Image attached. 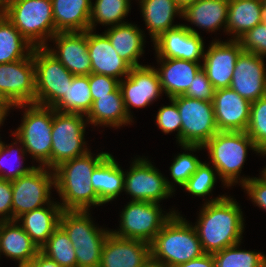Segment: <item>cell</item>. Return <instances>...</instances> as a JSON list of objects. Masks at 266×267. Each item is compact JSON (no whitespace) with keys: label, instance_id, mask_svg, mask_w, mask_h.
Masks as SVG:
<instances>
[{"label":"cell","instance_id":"6da1fadb","mask_svg":"<svg viewBox=\"0 0 266 267\" xmlns=\"http://www.w3.org/2000/svg\"><path fill=\"white\" fill-rule=\"evenodd\" d=\"M205 201L194 225L204 252L213 254L241 243L244 218L238 202L224 194Z\"/></svg>","mask_w":266,"mask_h":267},{"label":"cell","instance_id":"7a4b0ae2","mask_svg":"<svg viewBox=\"0 0 266 267\" xmlns=\"http://www.w3.org/2000/svg\"><path fill=\"white\" fill-rule=\"evenodd\" d=\"M100 152L95 157L91 151L60 164L54 169L55 188L63 210L89 211L91 206H102L91 183L94 169L109 155Z\"/></svg>","mask_w":266,"mask_h":267},{"label":"cell","instance_id":"3957f363","mask_svg":"<svg viewBox=\"0 0 266 267\" xmlns=\"http://www.w3.org/2000/svg\"><path fill=\"white\" fill-rule=\"evenodd\" d=\"M185 151L208 150L212 166L224 186H233V184L242 185L248 180V177H240L241 169L247 158L248 148L262 154L259 148L245 131L227 132L218 131L208 142L201 145H181ZM240 180V181H238Z\"/></svg>","mask_w":266,"mask_h":267},{"label":"cell","instance_id":"277c9868","mask_svg":"<svg viewBox=\"0 0 266 267\" xmlns=\"http://www.w3.org/2000/svg\"><path fill=\"white\" fill-rule=\"evenodd\" d=\"M151 261L173 267L205 254L196 229L174 213L150 243Z\"/></svg>","mask_w":266,"mask_h":267},{"label":"cell","instance_id":"5b68a950","mask_svg":"<svg viewBox=\"0 0 266 267\" xmlns=\"http://www.w3.org/2000/svg\"><path fill=\"white\" fill-rule=\"evenodd\" d=\"M0 11L34 47H46L57 33L52 0H5Z\"/></svg>","mask_w":266,"mask_h":267},{"label":"cell","instance_id":"8992f818","mask_svg":"<svg viewBox=\"0 0 266 267\" xmlns=\"http://www.w3.org/2000/svg\"><path fill=\"white\" fill-rule=\"evenodd\" d=\"M24 108L23 120L16 129L15 136L22 144L26 153L37 160L40 166L50 169L52 148L53 107L35 103L17 105Z\"/></svg>","mask_w":266,"mask_h":267},{"label":"cell","instance_id":"52a82bcc","mask_svg":"<svg viewBox=\"0 0 266 267\" xmlns=\"http://www.w3.org/2000/svg\"><path fill=\"white\" fill-rule=\"evenodd\" d=\"M35 104L54 107L64 96L74 75L46 47H34Z\"/></svg>","mask_w":266,"mask_h":267},{"label":"cell","instance_id":"ba28073f","mask_svg":"<svg viewBox=\"0 0 266 267\" xmlns=\"http://www.w3.org/2000/svg\"><path fill=\"white\" fill-rule=\"evenodd\" d=\"M84 117V114L58 112L53 109L51 170L90 150L84 138L88 124Z\"/></svg>","mask_w":266,"mask_h":267},{"label":"cell","instance_id":"9c48e42d","mask_svg":"<svg viewBox=\"0 0 266 267\" xmlns=\"http://www.w3.org/2000/svg\"><path fill=\"white\" fill-rule=\"evenodd\" d=\"M161 209L156 202L130 201L121 211L120 228L111 232L120 238L142 240L150 244L172 215L178 213L173 210L164 214Z\"/></svg>","mask_w":266,"mask_h":267},{"label":"cell","instance_id":"30bf717a","mask_svg":"<svg viewBox=\"0 0 266 267\" xmlns=\"http://www.w3.org/2000/svg\"><path fill=\"white\" fill-rule=\"evenodd\" d=\"M181 118V145H201L217 132L213 102L179 95L171 98Z\"/></svg>","mask_w":266,"mask_h":267},{"label":"cell","instance_id":"8fae6325","mask_svg":"<svg viewBox=\"0 0 266 267\" xmlns=\"http://www.w3.org/2000/svg\"><path fill=\"white\" fill-rule=\"evenodd\" d=\"M12 221L22 214L51 203V189L55 188L54 170L35 166L29 173L11 181Z\"/></svg>","mask_w":266,"mask_h":267},{"label":"cell","instance_id":"7c38bea8","mask_svg":"<svg viewBox=\"0 0 266 267\" xmlns=\"http://www.w3.org/2000/svg\"><path fill=\"white\" fill-rule=\"evenodd\" d=\"M130 166V171L124 172V192L131 195V201L160 203L174 193L175 184L163 176L148 159L135 157Z\"/></svg>","mask_w":266,"mask_h":267},{"label":"cell","instance_id":"4fadbf2b","mask_svg":"<svg viewBox=\"0 0 266 267\" xmlns=\"http://www.w3.org/2000/svg\"><path fill=\"white\" fill-rule=\"evenodd\" d=\"M0 89L15 106L35 103L33 51L27 58L0 64Z\"/></svg>","mask_w":266,"mask_h":267},{"label":"cell","instance_id":"5bb4252c","mask_svg":"<svg viewBox=\"0 0 266 267\" xmlns=\"http://www.w3.org/2000/svg\"><path fill=\"white\" fill-rule=\"evenodd\" d=\"M157 58L183 59L201 62L204 57L203 39L193 27L180 24L153 41Z\"/></svg>","mask_w":266,"mask_h":267},{"label":"cell","instance_id":"9a60e30c","mask_svg":"<svg viewBox=\"0 0 266 267\" xmlns=\"http://www.w3.org/2000/svg\"><path fill=\"white\" fill-rule=\"evenodd\" d=\"M119 87L130 118V108H144L163 93L158 73L151 65L132 67L130 73L119 82Z\"/></svg>","mask_w":266,"mask_h":267},{"label":"cell","instance_id":"2e32d148","mask_svg":"<svg viewBox=\"0 0 266 267\" xmlns=\"http://www.w3.org/2000/svg\"><path fill=\"white\" fill-rule=\"evenodd\" d=\"M264 57L242 51L237 57L230 87L250 103L266 95Z\"/></svg>","mask_w":266,"mask_h":267},{"label":"cell","instance_id":"e0dca14e","mask_svg":"<svg viewBox=\"0 0 266 267\" xmlns=\"http://www.w3.org/2000/svg\"><path fill=\"white\" fill-rule=\"evenodd\" d=\"M242 51L240 42L232 39L225 42L214 40L204 51L202 70L214 90L230 87L236 60Z\"/></svg>","mask_w":266,"mask_h":267},{"label":"cell","instance_id":"ac0fdd59","mask_svg":"<svg viewBox=\"0 0 266 267\" xmlns=\"http://www.w3.org/2000/svg\"><path fill=\"white\" fill-rule=\"evenodd\" d=\"M56 49L46 46L74 76L89 75L92 73L91 59L88 53V30L57 32L51 38Z\"/></svg>","mask_w":266,"mask_h":267},{"label":"cell","instance_id":"d6986e66","mask_svg":"<svg viewBox=\"0 0 266 267\" xmlns=\"http://www.w3.org/2000/svg\"><path fill=\"white\" fill-rule=\"evenodd\" d=\"M151 260L150 244L110 232L103 243L99 267H144Z\"/></svg>","mask_w":266,"mask_h":267},{"label":"cell","instance_id":"ffe728a7","mask_svg":"<svg viewBox=\"0 0 266 267\" xmlns=\"http://www.w3.org/2000/svg\"><path fill=\"white\" fill-rule=\"evenodd\" d=\"M213 107L218 131H246L251 103L231 88L214 91Z\"/></svg>","mask_w":266,"mask_h":267},{"label":"cell","instance_id":"44dd1931","mask_svg":"<svg viewBox=\"0 0 266 267\" xmlns=\"http://www.w3.org/2000/svg\"><path fill=\"white\" fill-rule=\"evenodd\" d=\"M88 53L92 73L121 81L132 69V66L118 55L104 33L96 34L93 30H88Z\"/></svg>","mask_w":266,"mask_h":267},{"label":"cell","instance_id":"7402d4cb","mask_svg":"<svg viewBox=\"0 0 266 267\" xmlns=\"http://www.w3.org/2000/svg\"><path fill=\"white\" fill-rule=\"evenodd\" d=\"M161 68H156L162 91L169 99L184 95L202 64L183 59L157 58Z\"/></svg>","mask_w":266,"mask_h":267},{"label":"cell","instance_id":"603a6c76","mask_svg":"<svg viewBox=\"0 0 266 267\" xmlns=\"http://www.w3.org/2000/svg\"><path fill=\"white\" fill-rule=\"evenodd\" d=\"M40 251L22 229L19 222L0 221V255L3 253L17 261L18 266H29Z\"/></svg>","mask_w":266,"mask_h":267},{"label":"cell","instance_id":"cb8c5ba5","mask_svg":"<svg viewBox=\"0 0 266 267\" xmlns=\"http://www.w3.org/2000/svg\"><path fill=\"white\" fill-rule=\"evenodd\" d=\"M62 211L59 202L52 201L42 208L22 214L16 221H21L19 225L40 249L59 226Z\"/></svg>","mask_w":266,"mask_h":267},{"label":"cell","instance_id":"d4e9b609","mask_svg":"<svg viewBox=\"0 0 266 267\" xmlns=\"http://www.w3.org/2000/svg\"><path fill=\"white\" fill-rule=\"evenodd\" d=\"M86 120L94 126L103 125L113 128L130 124L133 120L126 112L120 87L107 95L95 96Z\"/></svg>","mask_w":266,"mask_h":267},{"label":"cell","instance_id":"484cf974","mask_svg":"<svg viewBox=\"0 0 266 267\" xmlns=\"http://www.w3.org/2000/svg\"><path fill=\"white\" fill-rule=\"evenodd\" d=\"M91 5L92 0H52L56 31L89 30Z\"/></svg>","mask_w":266,"mask_h":267},{"label":"cell","instance_id":"4316f807","mask_svg":"<svg viewBox=\"0 0 266 267\" xmlns=\"http://www.w3.org/2000/svg\"><path fill=\"white\" fill-rule=\"evenodd\" d=\"M143 20L152 41L169 29L180 24H173L174 17H182V9L176 0H139Z\"/></svg>","mask_w":266,"mask_h":267},{"label":"cell","instance_id":"83f0119b","mask_svg":"<svg viewBox=\"0 0 266 267\" xmlns=\"http://www.w3.org/2000/svg\"><path fill=\"white\" fill-rule=\"evenodd\" d=\"M144 31L137 25L124 23L108 27L104 34L108 37L118 55L127 61L132 67L142 66L138 59L144 54Z\"/></svg>","mask_w":266,"mask_h":267},{"label":"cell","instance_id":"f1b7e54d","mask_svg":"<svg viewBox=\"0 0 266 267\" xmlns=\"http://www.w3.org/2000/svg\"><path fill=\"white\" fill-rule=\"evenodd\" d=\"M90 211L63 210L59 226L67 233L72 244L105 242L111 230L93 224Z\"/></svg>","mask_w":266,"mask_h":267},{"label":"cell","instance_id":"f546056e","mask_svg":"<svg viewBox=\"0 0 266 267\" xmlns=\"http://www.w3.org/2000/svg\"><path fill=\"white\" fill-rule=\"evenodd\" d=\"M264 19L262 0H229L226 32L238 40Z\"/></svg>","mask_w":266,"mask_h":267},{"label":"cell","instance_id":"4dcf8cb0","mask_svg":"<svg viewBox=\"0 0 266 267\" xmlns=\"http://www.w3.org/2000/svg\"><path fill=\"white\" fill-rule=\"evenodd\" d=\"M228 7L229 0H198L182 11V18L209 32H215L224 25L225 32Z\"/></svg>","mask_w":266,"mask_h":267},{"label":"cell","instance_id":"1f68e13d","mask_svg":"<svg viewBox=\"0 0 266 267\" xmlns=\"http://www.w3.org/2000/svg\"><path fill=\"white\" fill-rule=\"evenodd\" d=\"M91 183L102 204H106L124 191V171L109 154L93 171Z\"/></svg>","mask_w":266,"mask_h":267},{"label":"cell","instance_id":"d6a6232c","mask_svg":"<svg viewBox=\"0 0 266 267\" xmlns=\"http://www.w3.org/2000/svg\"><path fill=\"white\" fill-rule=\"evenodd\" d=\"M34 46L0 11V64L27 58Z\"/></svg>","mask_w":266,"mask_h":267},{"label":"cell","instance_id":"836d02e7","mask_svg":"<svg viewBox=\"0 0 266 267\" xmlns=\"http://www.w3.org/2000/svg\"><path fill=\"white\" fill-rule=\"evenodd\" d=\"M93 99L89 88V75L73 77L71 85L63 98L53 107L58 112L80 113L87 115L91 110Z\"/></svg>","mask_w":266,"mask_h":267},{"label":"cell","instance_id":"e575fe53","mask_svg":"<svg viewBox=\"0 0 266 267\" xmlns=\"http://www.w3.org/2000/svg\"><path fill=\"white\" fill-rule=\"evenodd\" d=\"M130 2V0H96L95 3L92 2L90 29L94 30L98 23L110 27L127 23L123 19L131 10Z\"/></svg>","mask_w":266,"mask_h":267},{"label":"cell","instance_id":"d590c367","mask_svg":"<svg viewBox=\"0 0 266 267\" xmlns=\"http://www.w3.org/2000/svg\"><path fill=\"white\" fill-rule=\"evenodd\" d=\"M40 251L61 267H77L75 249L67 233L58 226Z\"/></svg>","mask_w":266,"mask_h":267},{"label":"cell","instance_id":"8d00e7d4","mask_svg":"<svg viewBox=\"0 0 266 267\" xmlns=\"http://www.w3.org/2000/svg\"><path fill=\"white\" fill-rule=\"evenodd\" d=\"M241 243L213 253L216 267H262L265 254L255 251L242 250Z\"/></svg>","mask_w":266,"mask_h":267},{"label":"cell","instance_id":"74e56055","mask_svg":"<svg viewBox=\"0 0 266 267\" xmlns=\"http://www.w3.org/2000/svg\"><path fill=\"white\" fill-rule=\"evenodd\" d=\"M245 132L261 152L266 150V95L251 103L250 121Z\"/></svg>","mask_w":266,"mask_h":267},{"label":"cell","instance_id":"f35d334b","mask_svg":"<svg viewBox=\"0 0 266 267\" xmlns=\"http://www.w3.org/2000/svg\"><path fill=\"white\" fill-rule=\"evenodd\" d=\"M15 140H16L15 142H13L9 145H7V144L5 145V143L3 142V145L0 148V179L12 181L14 179L19 178L20 176H23V175L29 173L32 169L35 168V166H31V167L30 166L29 167L22 166L23 165L22 161L25 160L24 156L27 153L25 152L23 144L17 138ZM17 142H19L22 146H21V148H18V146H16L17 148L15 149L13 147H15L14 145H16ZM20 152H21V154H20ZM12 154H13V156H15L16 161L22 159L21 162H18L19 165L17 166V168L12 163L11 164L13 166L8 163V160L10 159ZM9 155H10V157H9ZM6 158H8V159H6ZM7 167H9L8 169H10V170L9 171L7 170V172H6L5 170L7 169Z\"/></svg>","mask_w":266,"mask_h":267},{"label":"cell","instance_id":"ab89813d","mask_svg":"<svg viewBox=\"0 0 266 267\" xmlns=\"http://www.w3.org/2000/svg\"><path fill=\"white\" fill-rule=\"evenodd\" d=\"M211 167L209 166V164L201 162L196 172L182 186L183 189L188 191V193H191L195 197H205L206 195L211 193L217 181V171L213 166Z\"/></svg>","mask_w":266,"mask_h":267},{"label":"cell","instance_id":"60d3db41","mask_svg":"<svg viewBox=\"0 0 266 267\" xmlns=\"http://www.w3.org/2000/svg\"><path fill=\"white\" fill-rule=\"evenodd\" d=\"M201 160L190 153H182L174 157V161L170 166V174L173 182L182 187L188 179L196 172Z\"/></svg>","mask_w":266,"mask_h":267},{"label":"cell","instance_id":"b9f144b4","mask_svg":"<svg viewBox=\"0 0 266 267\" xmlns=\"http://www.w3.org/2000/svg\"><path fill=\"white\" fill-rule=\"evenodd\" d=\"M171 105L163 106L159 109L156 116V125L165 134L177 131L176 139L181 146V118L177 108V104L172 100Z\"/></svg>","mask_w":266,"mask_h":267},{"label":"cell","instance_id":"7bdbcfd3","mask_svg":"<svg viewBox=\"0 0 266 267\" xmlns=\"http://www.w3.org/2000/svg\"><path fill=\"white\" fill-rule=\"evenodd\" d=\"M238 41L243 51L266 57V20L247 31Z\"/></svg>","mask_w":266,"mask_h":267},{"label":"cell","instance_id":"ee69618b","mask_svg":"<svg viewBox=\"0 0 266 267\" xmlns=\"http://www.w3.org/2000/svg\"><path fill=\"white\" fill-rule=\"evenodd\" d=\"M103 243L73 244L77 267H99Z\"/></svg>","mask_w":266,"mask_h":267},{"label":"cell","instance_id":"f6af8a7d","mask_svg":"<svg viewBox=\"0 0 266 267\" xmlns=\"http://www.w3.org/2000/svg\"><path fill=\"white\" fill-rule=\"evenodd\" d=\"M214 91L206 73L201 69L184 95L198 100L213 102Z\"/></svg>","mask_w":266,"mask_h":267},{"label":"cell","instance_id":"bcb514c9","mask_svg":"<svg viewBox=\"0 0 266 267\" xmlns=\"http://www.w3.org/2000/svg\"><path fill=\"white\" fill-rule=\"evenodd\" d=\"M119 80L106 75L89 74V88L93 102L95 96H104L119 87Z\"/></svg>","mask_w":266,"mask_h":267},{"label":"cell","instance_id":"7dc6e473","mask_svg":"<svg viewBox=\"0 0 266 267\" xmlns=\"http://www.w3.org/2000/svg\"><path fill=\"white\" fill-rule=\"evenodd\" d=\"M242 187L247 191L249 199L252 200L256 206L263 208L266 211V180L260 176L249 177L247 181L242 184Z\"/></svg>","mask_w":266,"mask_h":267},{"label":"cell","instance_id":"c3c4849f","mask_svg":"<svg viewBox=\"0 0 266 267\" xmlns=\"http://www.w3.org/2000/svg\"><path fill=\"white\" fill-rule=\"evenodd\" d=\"M12 183L0 179V221H12Z\"/></svg>","mask_w":266,"mask_h":267},{"label":"cell","instance_id":"681fc988","mask_svg":"<svg viewBox=\"0 0 266 267\" xmlns=\"http://www.w3.org/2000/svg\"><path fill=\"white\" fill-rule=\"evenodd\" d=\"M173 267H216V264L213 254L205 253L199 258L190 260L188 262Z\"/></svg>","mask_w":266,"mask_h":267},{"label":"cell","instance_id":"f907efd6","mask_svg":"<svg viewBox=\"0 0 266 267\" xmlns=\"http://www.w3.org/2000/svg\"><path fill=\"white\" fill-rule=\"evenodd\" d=\"M30 267H61L54 260L48 258L45 254L39 251L36 257L32 260Z\"/></svg>","mask_w":266,"mask_h":267},{"label":"cell","instance_id":"816d5d0a","mask_svg":"<svg viewBox=\"0 0 266 267\" xmlns=\"http://www.w3.org/2000/svg\"><path fill=\"white\" fill-rule=\"evenodd\" d=\"M16 107L9 98L4 94V92L0 89V116L6 117L8 116V112L11 108Z\"/></svg>","mask_w":266,"mask_h":267},{"label":"cell","instance_id":"f5cc1de1","mask_svg":"<svg viewBox=\"0 0 266 267\" xmlns=\"http://www.w3.org/2000/svg\"><path fill=\"white\" fill-rule=\"evenodd\" d=\"M179 7L184 10L187 6L196 3L198 0H176Z\"/></svg>","mask_w":266,"mask_h":267},{"label":"cell","instance_id":"db71d44e","mask_svg":"<svg viewBox=\"0 0 266 267\" xmlns=\"http://www.w3.org/2000/svg\"><path fill=\"white\" fill-rule=\"evenodd\" d=\"M144 267H163V266L150 260Z\"/></svg>","mask_w":266,"mask_h":267},{"label":"cell","instance_id":"11a10c76","mask_svg":"<svg viewBox=\"0 0 266 267\" xmlns=\"http://www.w3.org/2000/svg\"><path fill=\"white\" fill-rule=\"evenodd\" d=\"M4 120H5V117L0 116V126L3 125ZM2 145H3V142L0 140V148L2 147Z\"/></svg>","mask_w":266,"mask_h":267},{"label":"cell","instance_id":"9f6ffc18","mask_svg":"<svg viewBox=\"0 0 266 267\" xmlns=\"http://www.w3.org/2000/svg\"><path fill=\"white\" fill-rule=\"evenodd\" d=\"M262 3H263L264 17H265V20H266V0H262Z\"/></svg>","mask_w":266,"mask_h":267},{"label":"cell","instance_id":"6f0895ef","mask_svg":"<svg viewBox=\"0 0 266 267\" xmlns=\"http://www.w3.org/2000/svg\"><path fill=\"white\" fill-rule=\"evenodd\" d=\"M261 172V176L266 180V167Z\"/></svg>","mask_w":266,"mask_h":267},{"label":"cell","instance_id":"680465c9","mask_svg":"<svg viewBox=\"0 0 266 267\" xmlns=\"http://www.w3.org/2000/svg\"><path fill=\"white\" fill-rule=\"evenodd\" d=\"M262 267H266V257L264 259V262H263V266Z\"/></svg>","mask_w":266,"mask_h":267},{"label":"cell","instance_id":"91938a15","mask_svg":"<svg viewBox=\"0 0 266 267\" xmlns=\"http://www.w3.org/2000/svg\"><path fill=\"white\" fill-rule=\"evenodd\" d=\"M262 156H266V150L262 152Z\"/></svg>","mask_w":266,"mask_h":267}]
</instances>
